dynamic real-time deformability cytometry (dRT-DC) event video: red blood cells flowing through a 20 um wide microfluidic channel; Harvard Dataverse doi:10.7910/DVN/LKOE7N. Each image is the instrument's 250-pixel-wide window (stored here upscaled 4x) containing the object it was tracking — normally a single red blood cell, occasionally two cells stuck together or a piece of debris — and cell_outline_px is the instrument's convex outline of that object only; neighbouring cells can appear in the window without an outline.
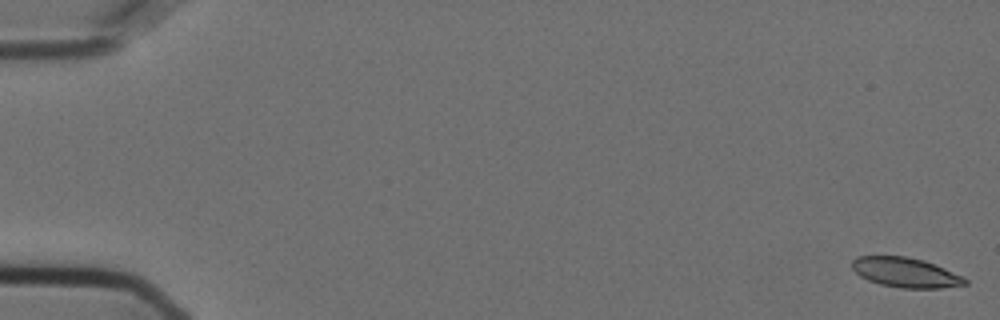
{"species": "Egyptian fruit bat (a non-hibernating species)", "species_latin": "Rousettus aegyptiacus", "temperature_condition": "cold", "stored_images_in_passage": 57, "camera_frame_rate_fps": 3000, "um_per_image_px": 0.085, "animal": {"sex": "female"}, "frame": {"image": 1, "passage_image": 1, "time_ms": 0.0, "image_size_px": [1000, 320], "cell_outline_px": [[968, 284], [940, 288], [900, 288], [880, 284], [868, 280], [860, 276], [852, 268], [852, 260], [856, 256], [904, 256], [924, 260], [964, 276], [968, 280]], "centroid_in_image_um": [76.98, 23.16], "position_along_channel_um": 8.0, "area_um2": 19.65}}
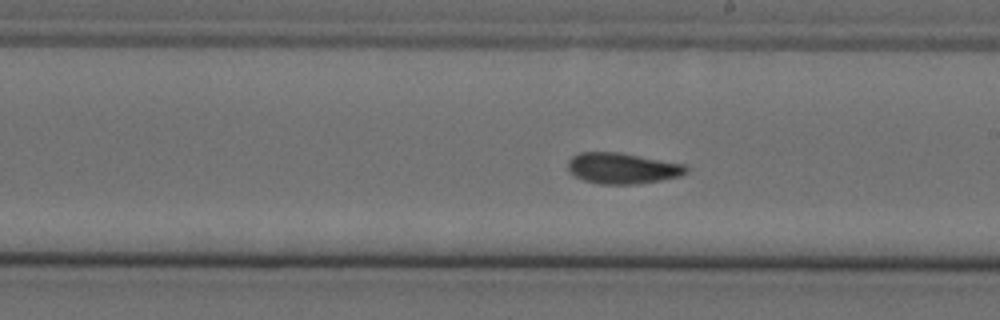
{"frame": {"image": 2, "passage_image": 33, "time_ms": 10.667, "image_size_px": [1000, 320], "cell_outline_px": [[688, 172], [680, 176], [660, 180], [636, 184], [600, 184], [584, 180], [568, 172], [568, 160], [572, 156], [580, 152], [620, 152], [684, 164], [688, 168]], "centroid_in_image_um": [52.89, 14.3], "position_along_channel_um": 236.1, "area_um2": 21.33}}
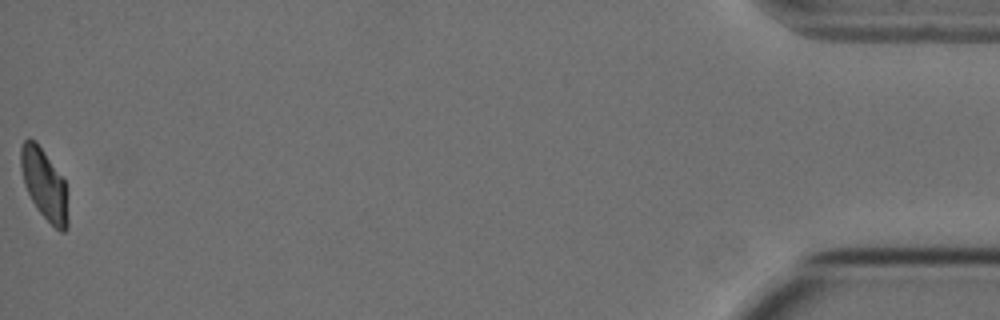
{"frame": {"image": 3, "passage_image": 57, "time_ms": 18.667, "image_size_px": [1000, 320], "cell_outline_px": [[68, 228], [64, 232], [60, 232], [36, 208], [24, 184], [20, 168], [20, 148], [24, 140], [36, 140], [64, 180], [68, 216]], "centroid_in_image_um": [3.75, 15.67], "position_along_channel_um": 431.4, "area_um2": 19.19}, "authors_computed_cell_mechanics": {"area_um2": 20.808, "velocity_mm_per_s": 3.607, "shape_relaxation_time_tau1_ms": null, "shape_relaxation_time_tau2_ms": 3.4087, "deformation_change_tau1": null, "deformation_change_tau2": 0.0857}}